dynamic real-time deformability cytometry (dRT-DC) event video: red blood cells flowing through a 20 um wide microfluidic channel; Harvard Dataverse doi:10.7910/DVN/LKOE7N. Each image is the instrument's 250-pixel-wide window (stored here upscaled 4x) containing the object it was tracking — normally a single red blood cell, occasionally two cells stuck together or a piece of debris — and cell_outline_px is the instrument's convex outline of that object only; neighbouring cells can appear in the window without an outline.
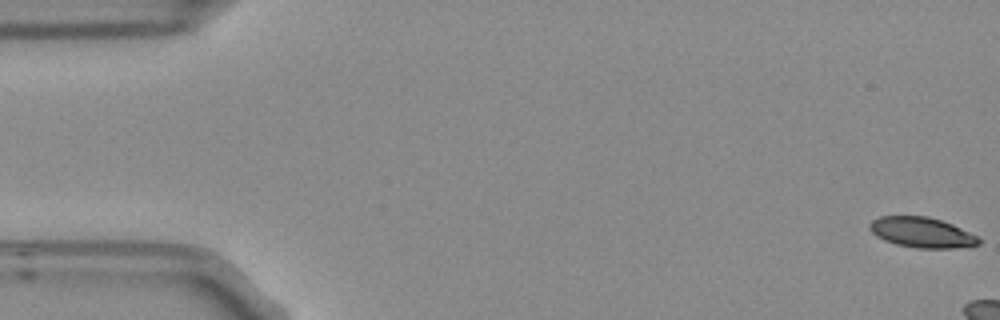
{"species": "Egyptian fruit bat (a non-hibernating species)", "species_latin": "Rousettus aegyptiacus", "temperature_condition": "room temperature", "stored_images_in_passage": 3, "camera_frame_rate_fps": 3000, "um_per_image_px": 0.085, "frame": {"image": 1, "passage_image": 1, "time_ms": 0.0, "image_size_px": [1000, 320], "cell_outline_px": [[980, 244], [952, 248], [916, 248], [896, 244], [884, 240], [876, 236], [868, 228], [868, 224], [872, 220], [880, 216], [928, 216], [952, 224], [976, 236], [980, 240]], "centroid_in_image_um": [78.3, 19.75], "position_along_channel_um": 6.7, "area_um2": 19.13}}